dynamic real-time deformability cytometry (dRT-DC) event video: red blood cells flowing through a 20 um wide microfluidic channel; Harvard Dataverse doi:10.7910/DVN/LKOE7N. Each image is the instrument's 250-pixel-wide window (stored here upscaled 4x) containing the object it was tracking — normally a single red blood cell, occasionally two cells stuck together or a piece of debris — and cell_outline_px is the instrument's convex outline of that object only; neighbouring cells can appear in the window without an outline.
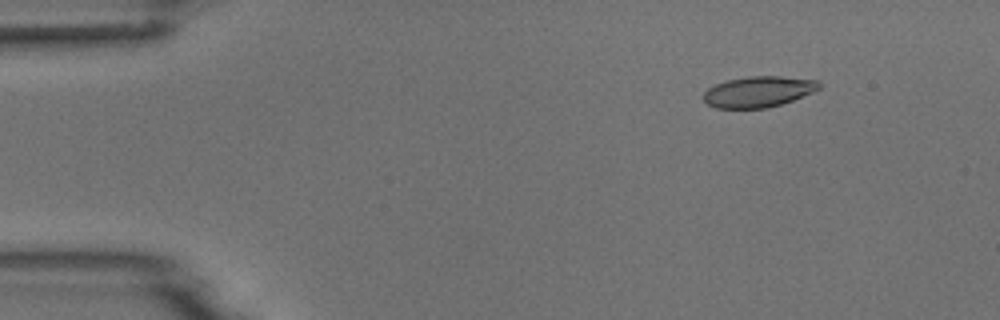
{"species": "common noctule bat (a hibernating species)", "species_latin": "Nyctalus noctula", "temperature_condition": "room temperature", "stored_images_in_passage": 5, "camera_frame_rate_fps": 3000, "um_per_image_px": 0.085, "animal": {"sex": "male", "body_mass_g": 18.8}, "frame": {"image": 1, "passage_image": 2, "time_ms": 1.333, "image_size_px": [1000, 320], "cell_outline_px": [[820, 88], [812, 92], [792, 100], [780, 104], [764, 108], [716, 108], [708, 104], [704, 100], [704, 92], [708, 88], [716, 84], [728, 80], [748, 76], [780, 76], [820, 80]], "centroid_in_image_um": [64.47, 7.78], "position_along_channel_um": 20.5, "area_um2": 20.63}}
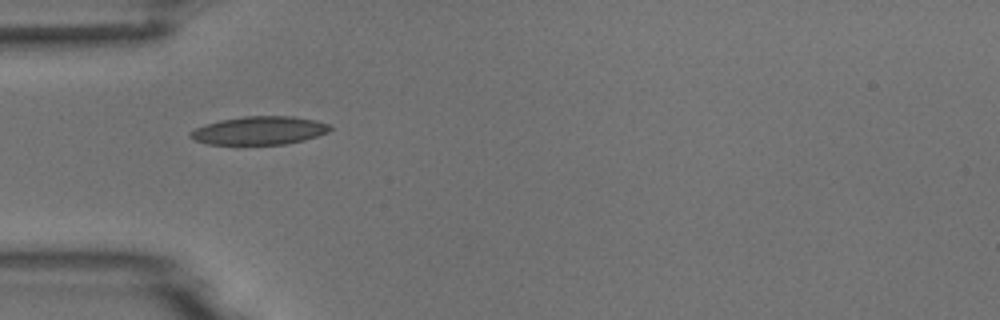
{"frame": {"image": 2, "passage_image": 4, "time_ms": 4.667, "image_size_px": [1000, 320], "cell_outline_px": [[332, 128], [328, 132], [304, 140], [284, 144], [208, 144], [196, 140], [188, 136], [188, 132], [204, 124], [220, 120], [244, 116], [292, 116], [316, 120], [332, 124]], "centroid_in_image_um": [22.06, 11.08], "position_along_channel_um": 62.9, "area_um2": 23.06}}